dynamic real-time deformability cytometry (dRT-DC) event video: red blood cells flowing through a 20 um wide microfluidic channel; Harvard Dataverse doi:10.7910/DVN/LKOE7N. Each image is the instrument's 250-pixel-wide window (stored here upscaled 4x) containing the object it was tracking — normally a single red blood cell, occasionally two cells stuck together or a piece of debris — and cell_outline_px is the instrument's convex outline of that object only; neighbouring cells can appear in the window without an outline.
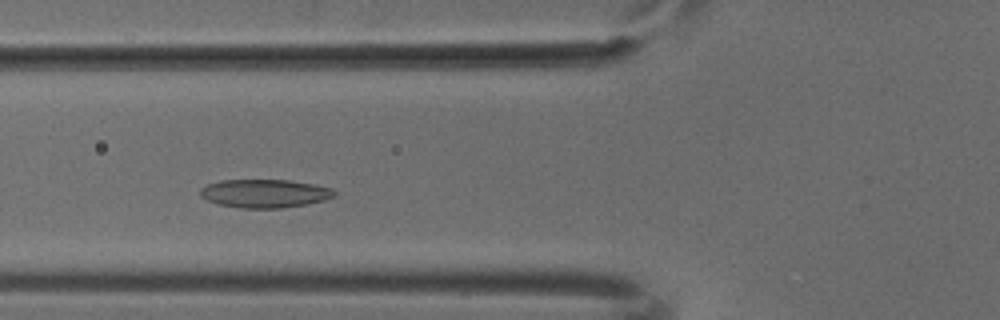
{"species": "common noctule bat (a hibernating species)", "species_latin": "Nyctalus noctula", "temperature_condition": "cold", "stored_images_in_passage": 45, "camera_frame_rate_fps": 3000, "um_per_image_px": 0.085, "animal": {"sex": "male", "body_mass_g": 18.8}, "frame": {"image": 1, "passage_image": 13, "time_ms": 4.0, "image_size_px": [1000, 320], "cell_outline_px": [[336, 196], [324, 200], [308, 204], [280, 208], [240, 208], [220, 204], [208, 200], [200, 196], [200, 188], [208, 184], [220, 180], [288, 180], [316, 184], [332, 188], [336, 192]], "centroid_in_image_um": [22.53, 16.44], "position_along_channel_um": 103.3, "area_um2": 22.25}}
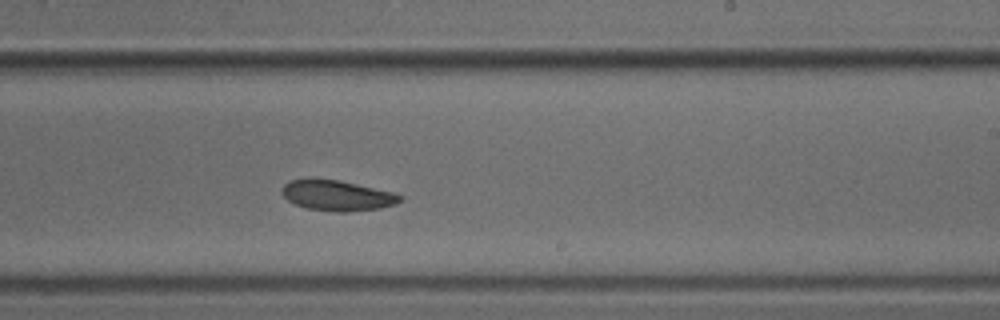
{"frame": {"image": 2, "passage_image": 25, "time_ms": 8.0, "image_size_px": [1000, 320], "cell_outline_px": [[404, 200], [396, 204], [380, 208], [348, 212], [336, 212], [308, 208], [296, 204], [288, 200], [280, 192], [280, 188], [288, 180], [340, 180], [396, 192], [404, 196]], "centroid_in_image_um": [28.73, 16.62], "position_along_channel_um": 260.3, "area_um2": 21.04}}
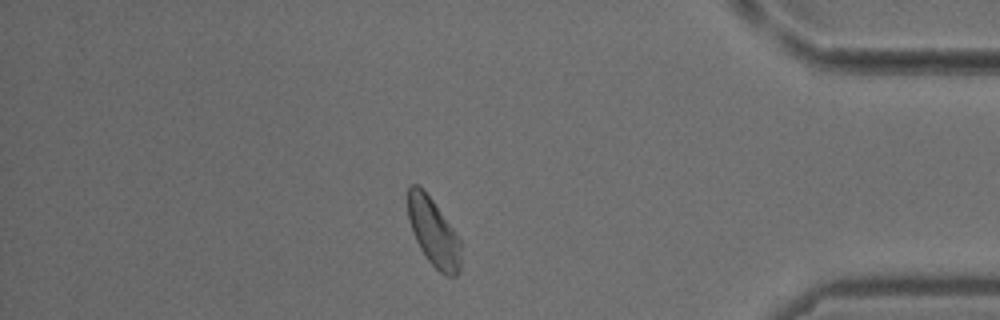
{"frame": {"image": 3, "passage_image": 38, "time_ms": 12.333, "image_size_px": [1000, 320], "cell_outline_px": [[460, 272], [456, 276], [448, 276], [440, 272], [428, 260], [420, 248], [412, 232], [408, 220], [408, 188], [412, 184], [416, 184], [432, 200], [456, 232], [460, 240]], "centroid_in_image_um": [36.85, 19.77], "position_along_channel_um": 398.4, "area_um2": 20.69}}